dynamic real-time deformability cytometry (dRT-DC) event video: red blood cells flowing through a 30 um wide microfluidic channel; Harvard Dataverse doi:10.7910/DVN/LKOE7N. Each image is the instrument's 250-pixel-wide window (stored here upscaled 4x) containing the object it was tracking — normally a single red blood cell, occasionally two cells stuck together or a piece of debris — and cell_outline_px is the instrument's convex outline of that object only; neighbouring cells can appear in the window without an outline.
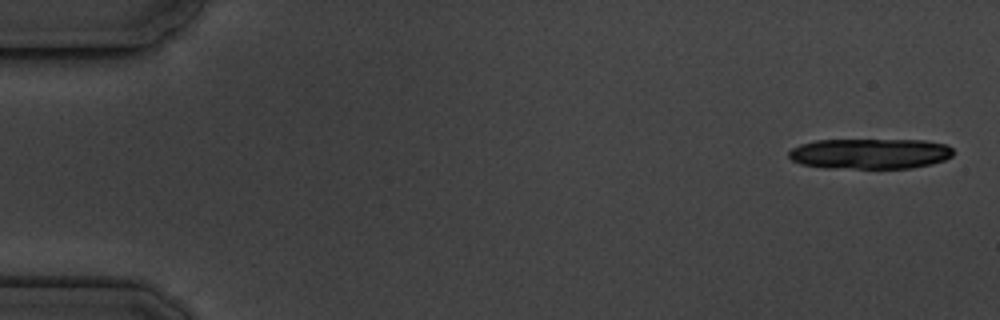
{"species": "common noctule bat (a hibernating species)", "species_latin": "Nyctalus noctula", "temperature_condition": "cold", "stored_images_in_passage": 6, "camera_frame_rate_fps": 3000, "um_per_image_px": 0.085, "animal": {"sex": "male", "body_mass_g": 19.5, "forearm_length_mm": 54.6}, "frame": {"image": 1, "passage_image": 1, "time_ms": 0.0, "image_size_px": [1000, 320], "cell_outline_px": [[952, 156], [944, 160], [932, 164], [912, 168], [824, 168], [800, 164], [792, 160], [788, 156], [788, 152], [792, 148], [800, 144], [816, 140], [924, 140], [944, 144], [952, 148]], "centroid_in_image_um": [73.92, 13.07], "position_along_channel_um": 11.1, "area_um2": 29.3}}
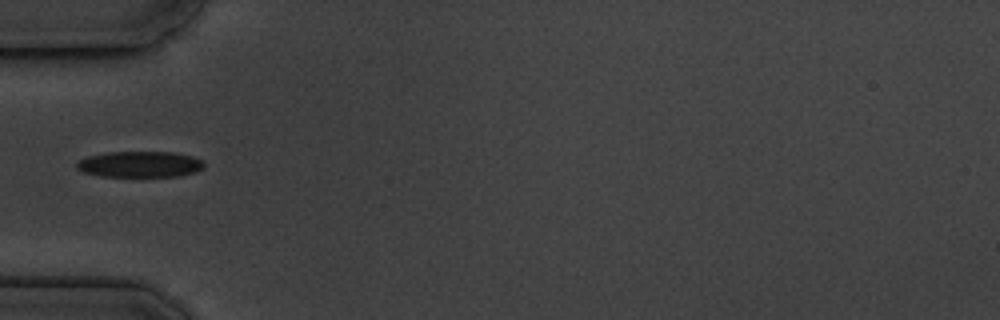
{"frame": {"image": 2, "passage_image": 6, "time_ms": 5.667, "image_size_px": [1000, 320], "cell_outline_px": [[204, 168], [196, 172], [176, 176], [100, 176], [84, 172], [76, 168], [76, 164], [80, 160], [88, 156], [108, 152], [172, 152], [192, 156], [200, 160], [204, 164]], "centroid_in_image_um": [11.89, 13.96], "position_along_channel_um": 73.1, "area_um2": 19.13}}